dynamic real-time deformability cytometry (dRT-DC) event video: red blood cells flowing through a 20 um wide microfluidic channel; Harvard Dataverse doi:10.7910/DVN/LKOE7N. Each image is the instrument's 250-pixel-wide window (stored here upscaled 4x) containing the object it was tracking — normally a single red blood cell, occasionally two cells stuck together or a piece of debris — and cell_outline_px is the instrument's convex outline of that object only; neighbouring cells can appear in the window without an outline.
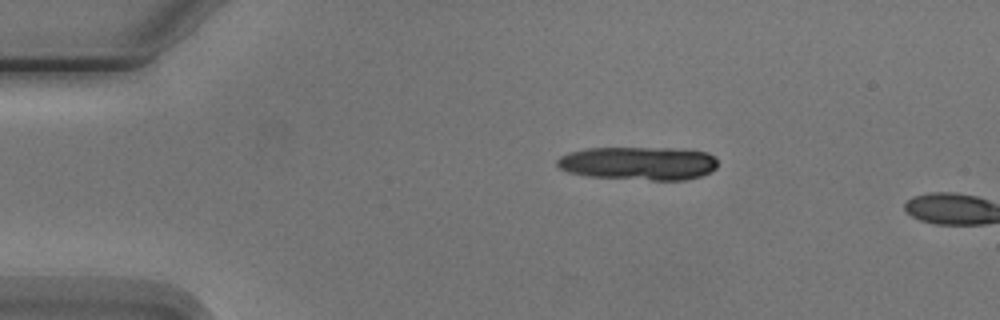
{"species": "Egyptian fruit bat (a non-hibernating species)", "species_latin": "Rousettus aegyptiacus", "temperature_condition": "cold", "stored_images_in_passage": 2, "camera_frame_rate_fps": 3000, "um_per_image_px": 0.085, "animal": {"sex": "male"}, "frame": {"image": 1, "passage_image": 1, "time_ms": 0.0, "image_size_px": [1000, 320], "cell_outline_px": [[716, 168], [712, 172], [700, 176], [684, 180], [652, 180], [588, 176], [568, 172], [560, 168], [556, 164], [556, 160], [560, 156], [572, 152], [588, 148], [668, 148], [708, 152], [716, 156]], "centroid_in_image_um": [54.3, 13.88], "position_along_channel_um": 30.7, "area_um2": 31.21}}